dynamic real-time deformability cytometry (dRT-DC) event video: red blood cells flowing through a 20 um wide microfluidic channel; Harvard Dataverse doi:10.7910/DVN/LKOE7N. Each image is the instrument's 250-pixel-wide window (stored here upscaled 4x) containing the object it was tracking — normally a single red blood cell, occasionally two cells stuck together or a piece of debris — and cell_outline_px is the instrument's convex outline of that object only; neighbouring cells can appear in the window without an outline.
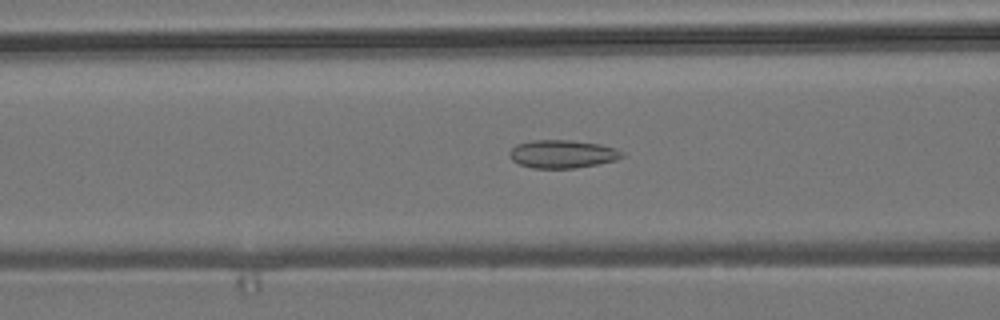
{"species": "common noctule bat (a hibernating species)", "species_latin": "Nyctalus noctula", "temperature_condition": "room temperature", "stored_images_in_passage": 47, "camera_frame_rate_fps": 3000, "um_per_image_px": 0.085, "animal": {"sex": "male", "body_mass_g": 19.2, "forearm_length_mm": 51.8}, "frame": {"image": 1, "passage_image": 15, "time_ms": 4.667, "image_size_px": [1000, 320], "cell_outline_px": [[624, 156], [616, 160], [576, 168], [532, 168], [520, 164], [512, 160], [508, 156], [508, 152], [516, 144], [532, 140], [572, 140], [600, 144], [616, 148], [624, 152]], "centroid_in_image_um": [47.8, 13.08], "position_along_channel_um": 118.8, "area_um2": 18.55}}
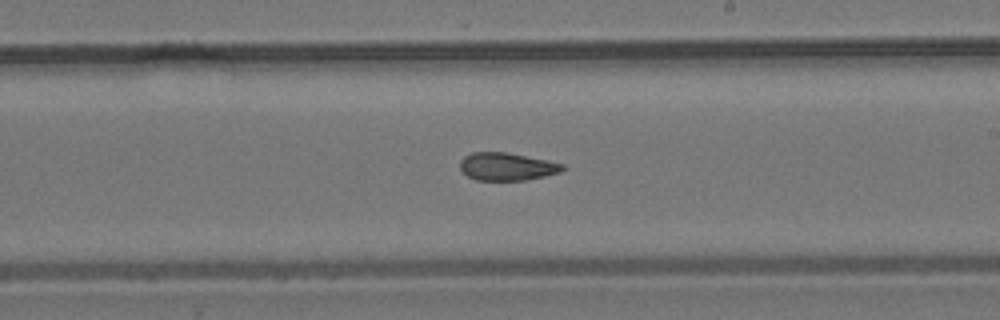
{"frame": {"image": 2, "passage_image": 25, "time_ms": 8.0, "image_size_px": [1000, 320], "cell_outline_px": [[568, 168], [560, 172], [544, 176], [524, 180], [476, 180], [468, 176], [460, 168], [460, 160], [464, 156], [472, 152], [508, 152], [548, 160], [564, 164]], "centroid_in_image_um": [43.11, 14.15], "position_along_channel_um": 245.9, "area_um2": 16.7}}
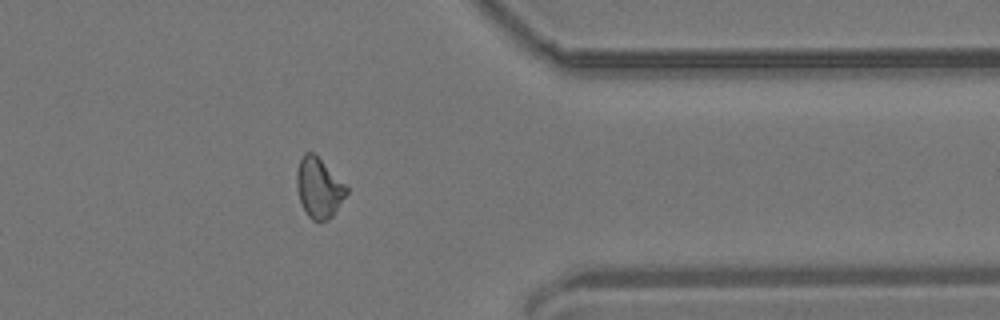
{"frame": {"image": 3, "passage_image": 37, "time_ms": 12.0, "image_size_px": [1000, 320], "cell_outline_px": [[348, 192], [332, 216], [328, 220], [320, 224], [312, 220], [308, 216], [300, 200], [296, 188], [296, 172], [300, 160], [304, 152], [312, 152], [348, 184]], "centroid_in_image_um": [27.12, 15.98], "position_along_channel_um": 384.3, "area_um2": 17.69}, "authors_computed_cell_mechanics": {"area_um2": 17.629, "velocity_mm_per_s": 3.8116, "shape_relaxation_time_tau1_ms": null, "shape_relaxation_time_tau2_ms": 3.6645, "deformation_change_tau1": null, "deformation_change_tau2": 0.1077}}